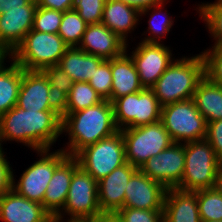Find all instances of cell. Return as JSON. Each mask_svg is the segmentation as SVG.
Wrapping results in <instances>:
<instances>
[{
  "label": "cell",
  "instance_id": "1",
  "mask_svg": "<svg viewBox=\"0 0 222 222\" xmlns=\"http://www.w3.org/2000/svg\"><path fill=\"white\" fill-rule=\"evenodd\" d=\"M62 136L61 110H28L17 106L0 116V147L22 143L32 151L52 149Z\"/></svg>",
  "mask_w": 222,
  "mask_h": 222
},
{
  "label": "cell",
  "instance_id": "2",
  "mask_svg": "<svg viewBox=\"0 0 222 222\" xmlns=\"http://www.w3.org/2000/svg\"><path fill=\"white\" fill-rule=\"evenodd\" d=\"M61 117L62 134L69 140L61 149L68 156H76L85 147L119 131L109 100L77 112H61Z\"/></svg>",
  "mask_w": 222,
  "mask_h": 222
},
{
  "label": "cell",
  "instance_id": "3",
  "mask_svg": "<svg viewBox=\"0 0 222 222\" xmlns=\"http://www.w3.org/2000/svg\"><path fill=\"white\" fill-rule=\"evenodd\" d=\"M205 77L202 53L176 58L151 88L161 106L193 98L198 83Z\"/></svg>",
  "mask_w": 222,
  "mask_h": 222
},
{
  "label": "cell",
  "instance_id": "4",
  "mask_svg": "<svg viewBox=\"0 0 222 222\" xmlns=\"http://www.w3.org/2000/svg\"><path fill=\"white\" fill-rule=\"evenodd\" d=\"M69 46L59 34L30 30L12 52V60L24 70L42 71L58 65Z\"/></svg>",
  "mask_w": 222,
  "mask_h": 222
},
{
  "label": "cell",
  "instance_id": "5",
  "mask_svg": "<svg viewBox=\"0 0 222 222\" xmlns=\"http://www.w3.org/2000/svg\"><path fill=\"white\" fill-rule=\"evenodd\" d=\"M221 163L206 139L186 142L185 169L176 188L192 192L213 188Z\"/></svg>",
  "mask_w": 222,
  "mask_h": 222
},
{
  "label": "cell",
  "instance_id": "6",
  "mask_svg": "<svg viewBox=\"0 0 222 222\" xmlns=\"http://www.w3.org/2000/svg\"><path fill=\"white\" fill-rule=\"evenodd\" d=\"M120 131L124 139L126 161L138 169L148 159L174 143L161 120Z\"/></svg>",
  "mask_w": 222,
  "mask_h": 222
},
{
  "label": "cell",
  "instance_id": "7",
  "mask_svg": "<svg viewBox=\"0 0 222 222\" xmlns=\"http://www.w3.org/2000/svg\"><path fill=\"white\" fill-rule=\"evenodd\" d=\"M161 121L174 143L198 141L206 137L207 123L193 98L162 106Z\"/></svg>",
  "mask_w": 222,
  "mask_h": 222
},
{
  "label": "cell",
  "instance_id": "8",
  "mask_svg": "<svg viewBox=\"0 0 222 222\" xmlns=\"http://www.w3.org/2000/svg\"><path fill=\"white\" fill-rule=\"evenodd\" d=\"M50 151L51 149L37 150L35 153L39 158L23 171L17 182L13 173L12 189L19 195L42 205L55 168L68 156L61 147Z\"/></svg>",
  "mask_w": 222,
  "mask_h": 222
},
{
  "label": "cell",
  "instance_id": "9",
  "mask_svg": "<svg viewBox=\"0 0 222 222\" xmlns=\"http://www.w3.org/2000/svg\"><path fill=\"white\" fill-rule=\"evenodd\" d=\"M79 165L97 182L114 169L127 163L122 132L101 139L81 150L76 156Z\"/></svg>",
  "mask_w": 222,
  "mask_h": 222
},
{
  "label": "cell",
  "instance_id": "10",
  "mask_svg": "<svg viewBox=\"0 0 222 222\" xmlns=\"http://www.w3.org/2000/svg\"><path fill=\"white\" fill-rule=\"evenodd\" d=\"M114 119L119 130L133 128L161 120L162 106L152 89L116 98L113 102Z\"/></svg>",
  "mask_w": 222,
  "mask_h": 222
},
{
  "label": "cell",
  "instance_id": "11",
  "mask_svg": "<svg viewBox=\"0 0 222 222\" xmlns=\"http://www.w3.org/2000/svg\"><path fill=\"white\" fill-rule=\"evenodd\" d=\"M100 214L98 182L79 166L73 172L65 205L57 216L95 218Z\"/></svg>",
  "mask_w": 222,
  "mask_h": 222
},
{
  "label": "cell",
  "instance_id": "12",
  "mask_svg": "<svg viewBox=\"0 0 222 222\" xmlns=\"http://www.w3.org/2000/svg\"><path fill=\"white\" fill-rule=\"evenodd\" d=\"M129 53L144 88L151 89L168 66L174 61L175 54L170 46L157 43L138 42Z\"/></svg>",
  "mask_w": 222,
  "mask_h": 222
},
{
  "label": "cell",
  "instance_id": "13",
  "mask_svg": "<svg viewBox=\"0 0 222 222\" xmlns=\"http://www.w3.org/2000/svg\"><path fill=\"white\" fill-rule=\"evenodd\" d=\"M185 169V143H173L141 165L139 170L166 189L176 188Z\"/></svg>",
  "mask_w": 222,
  "mask_h": 222
},
{
  "label": "cell",
  "instance_id": "14",
  "mask_svg": "<svg viewBox=\"0 0 222 222\" xmlns=\"http://www.w3.org/2000/svg\"><path fill=\"white\" fill-rule=\"evenodd\" d=\"M16 106L25 110H61L44 73L24 69Z\"/></svg>",
  "mask_w": 222,
  "mask_h": 222
},
{
  "label": "cell",
  "instance_id": "15",
  "mask_svg": "<svg viewBox=\"0 0 222 222\" xmlns=\"http://www.w3.org/2000/svg\"><path fill=\"white\" fill-rule=\"evenodd\" d=\"M166 188L152 180L139 169L129 179L124 198V207L163 210Z\"/></svg>",
  "mask_w": 222,
  "mask_h": 222
},
{
  "label": "cell",
  "instance_id": "16",
  "mask_svg": "<svg viewBox=\"0 0 222 222\" xmlns=\"http://www.w3.org/2000/svg\"><path fill=\"white\" fill-rule=\"evenodd\" d=\"M137 170L127 162L98 181V203L102 213H116L124 208L127 183Z\"/></svg>",
  "mask_w": 222,
  "mask_h": 222
},
{
  "label": "cell",
  "instance_id": "17",
  "mask_svg": "<svg viewBox=\"0 0 222 222\" xmlns=\"http://www.w3.org/2000/svg\"><path fill=\"white\" fill-rule=\"evenodd\" d=\"M2 222H52V215L39 202L31 201L11 189L0 197Z\"/></svg>",
  "mask_w": 222,
  "mask_h": 222
},
{
  "label": "cell",
  "instance_id": "18",
  "mask_svg": "<svg viewBox=\"0 0 222 222\" xmlns=\"http://www.w3.org/2000/svg\"><path fill=\"white\" fill-rule=\"evenodd\" d=\"M126 46L127 43L117 34L99 23L87 26L78 48L88 54L110 60L122 55Z\"/></svg>",
  "mask_w": 222,
  "mask_h": 222
},
{
  "label": "cell",
  "instance_id": "19",
  "mask_svg": "<svg viewBox=\"0 0 222 222\" xmlns=\"http://www.w3.org/2000/svg\"><path fill=\"white\" fill-rule=\"evenodd\" d=\"M37 3L29 2L26 6L8 9L0 14V41L13 52L33 28L34 13Z\"/></svg>",
  "mask_w": 222,
  "mask_h": 222
},
{
  "label": "cell",
  "instance_id": "20",
  "mask_svg": "<svg viewBox=\"0 0 222 222\" xmlns=\"http://www.w3.org/2000/svg\"><path fill=\"white\" fill-rule=\"evenodd\" d=\"M75 156H67L56 168L43 198V207L57 215L64 207L73 172L79 167Z\"/></svg>",
  "mask_w": 222,
  "mask_h": 222
},
{
  "label": "cell",
  "instance_id": "21",
  "mask_svg": "<svg viewBox=\"0 0 222 222\" xmlns=\"http://www.w3.org/2000/svg\"><path fill=\"white\" fill-rule=\"evenodd\" d=\"M163 222H201L196 191L168 188L164 197Z\"/></svg>",
  "mask_w": 222,
  "mask_h": 222
},
{
  "label": "cell",
  "instance_id": "22",
  "mask_svg": "<svg viewBox=\"0 0 222 222\" xmlns=\"http://www.w3.org/2000/svg\"><path fill=\"white\" fill-rule=\"evenodd\" d=\"M129 43L126 51L115 58L110 59L112 73L111 102L124 95L139 92L144 89L142 86L135 64L128 54Z\"/></svg>",
  "mask_w": 222,
  "mask_h": 222
},
{
  "label": "cell",
  "instance_id": "23",
  "mask_svg": "<svg viewBox=\"0 0 222 222\" xmlns=\"http://www.w3.org/2000/svg\"><path fill=\"white\" fill-rule=\"evenodd\" d=\"M140 21L139 11L136 8L122 1H105L101 23L127 44L130 43L128 42V36H132L128 34L133 33L132 31L138 27Z\"/></svg>",
  "mask_w": 222,
  "mask_h": 222
},
{
  "label": "cell",
  "instance_id": "24",
  "mask_svg": "<svg viewBox=\"0 0 222 222\" xmlns=\"http://www.w3.org/2000/svg\"><path fill=\"white\" fill-rule=\"evenodd\" d=\"M104 59L88 54L78 47H69L60 58L58 66L74 82H88Z\"/></svg>",
  "mask_w": 222,
  "mask_h": 222
},
{
  "label": "cell",
  "instance_id": "25",
  "mask_svg": "<svg viewBox=\"0 0 222 222\" xmlns=\"http://www.w3.org/2000/svg\"><path fill=\"white\" fill-rule=\"evenodd\" d=\"M196 108L206 123L222 119V86L206 76L198 83L193 95Z\"/></svg>",
  "mask_w": 222,
  "mask_h": 222
},
{
  "label": "cell",
  "instance_id": "26",
  "mask_svg": "<svg viewBox=\"0 0 222 222\" xmlns=\"http://www.w3.org/2000/svg\"><path fill=\"white\" fill-rule=\"evenodd\" d=\"M166 2L170 1L163 0L161 3L139 12V19L141 20L144 16H150L149 20H147V30L144 31L143 34H141V36L145 35V37L141 38L142 42L157 44L165 43L162 40H164V37L166 38L169 35L171 31L170 29H172V27L174 26V18L171 16V14L168 13V10L165 8V5L168 4Z\"/></svg>",
  "mask_w": 222,
  "mask_h": 222
},
{
  "label": "cell",
  "instance_id": "27",
  "mask_svg": "<svg viewBox=\"0 0 222 222\" xmlns=\"http://www.w3.org/2000/svg\"><path fill=\"white\" fill-rule=\"evenodd\" d=\"M0 69V116L17 105L23 68L13 60Z\"/></svg>",
  "mask_w": 222,
  "mask_h": 222
},
{
  "label": "cell",
  "instance_id": "28",
  "mask_svg": "<svg viewBox=\"0 0 222 222\" xmlns=\"http://www.w3.org/2000/svg\"><path fill=\"white\" fill-rule=\"evenodd\" d=\"M102 101V97L89 82H74L68 96L61 103V112H77Z\"/></svg>",
  "mask_w": 222,
  "mask_h": 222
},
{
  "label": "cell",
  "instance_id": "29",
  "mask_svg": "<svg viewBox=\"0 0 222 222\" xmlns=\"http://www.w3.org/2000/svg\"><path fill=\"white\" fill-rule=\"evenodd\" d=\"M201 3L195 8L197 15L199 13V18L204 22L206 29L208 28L207 32L215 41L213 45L222 44V1Z\"/></svg>",
  "mask_w": 222,
  "mask_h": 222
},
{
  "label": "cell",
  "instance_id": "30",
  "mask_svg": "<svg viewBox=\"0 0 222 222\" xmlns=\"http://www.w3.org/2000/svg\"><path fill=\"white\" fill-rule=\"evenodd\" d=\"M88 24L74 9L63 12L58 34L69 47H78Z\"/></svg>",
  "mask_w": 222,
  "mask_h": 222
},
{
  "label": "cell",
  "instance_id": "31",
  "mask_svg": "<svg viewBox=\"0 0 222 222\" xmlns=\"http://www.w3.org/2000/svg\"><path fill=\"white\" fill-rule=\"evenodd\" d=\"M201 221L222 220V195L215 188L196 191Z\"/></svg>",
  "mask_w": 222,
  "mask_h": 222
},
{
  "label": "cell",
  "instance_id": "32",
  "mask_svg": "<svg viewBox=\"0 0 222 222\" xmlns=\"http://www.w3.org/2000/svg\"><path fill=\"white\" fill-rule=\"evenodd\" d=\"M42 72L49 81L54 97L61 104L70 92L74 83L73 79L58 65L44 68Z\"/></svg>",
  "mask_w": 222,
  "mask_h": 222
},
{
  "label": "cell",
  "instance_id": "33",
  "mask_svg": "<svg viewBox=\"0 0 222 222\" xmlns=\"http://www.w3.org/2000/svg\"><path fill=\"white\" fill-rule=\"evenodd\" d=\"M62 17L63 12L37 6L34 13L32 30L58 34Z\"/></svg>",
  "mask_w": 222,
  "mask_h": 222
},
{
  "label": "cell",
  "instance_id": "34",
  "mask_svg": "<svg viewBox=\"0 0 222 222\" xmlns=\"http://www.w3.org/2000/svg\"><path fill=\"white\" fill-rule=\"evenodd\" d=\"M210 47L201 52L205 61V76L222 86V44Z\"/></svg>",
  "mask_w": 222,
  "mask_h": 222
},
{
  "label": "cell",
  "instance_id": "35",
  "mask_svg": "<svg viewBox=\"0 0 222 222\" xmlns=\"http://www.w3.org/2000/svg\"><path fill=\"white\" fill-rule=\"evenodd\" d=\"M88 82L103 100L111 102L112 73L110 60H104Z\"/></svg>",
  "mask_w": 222,
  "mask_h": 222
},
{
  "label": "cell",
  "instance_id": "36",
  "mask_svg": "<svg viewBox=\"0 0 222 222\" xmlns=\"http://www.w3.org/2000/svg\"><path fill=\"white\" fill-rule=\"evenodd\" d=\"M106 0H74V10L88 24H99L102 21Z\"/></svg>",
  "mask_w": 222,
  "mask_h": 222
},
{
  "label": "cell",
  "instance_id": "37",
  "mask_svg": "<svg viewBox=\"0 0 222 222\" xmlns=\"http://www.w3.org/2000/svg\"><path fill=\"white\" fill-rule=\"evenodd\" d=\"M121 222H163V210L124 207L115 213Z\"/></svg>",
  "mask_w": 222,
  "mask_h": 222
},
{
  "label": "cell",
  "instance_id": "38",
  "mask_svg": "<svg viewBox=\"0 0 222 222\" xmlns=\"http://www.w3.org/2000/svg\"><path fill=\"white\" fill-rule=\"evenodd\" d=\"M205 139L210 143L217 158L222 162V119L207 123Z\"/></svg>",
  "mask_w": 222,
  "mask_h": 222
},
{
  "label": "cell",
  "instance_id": "39",
  "mask_svg": "<svg viewBox=\"0 0 222 222\" xmlns=\"http://www.w3.org/2000/svg\"><path fill=\"white\" fill-rule=\"evenodd\" d=\"M6 148L0 147V197L4 195L7 191L12 189L13 182V170L10 162L7 160Z\"/></svg>",
  "mask_w": 222,
  "mask_h": 222
},
{
  "label": "cell",
  "instance_id": "40",
  "mask_svg": "<svg viewBox=\"0 0 222 222\" xmlns=\"http://www.w3.org/2000/svg\"><path fill=\"white\" fill-rule=\"evenodd\" d=\"M37 6L65 12L74 8V0H40Z\"/></svg>",
  "mask_w": 222,
  "mask_h": 222
},
{
  "label": "cell",
  "instance_id": "41",
  "mask_svg": "<svg viewBox=\"0 0 222 222\" xmlns=\"http://www.w3.org/2000/svg\"><path fill=\"white\" fill-rule=\"evenodd\" d=\"M136 8L139 12L161 3L163 0H117Z\"/></svg>",
  "mask_w": 222,
  "mask_h": 222
},
{
  "label": "cell",
  "instance_id": "42",
  "mask_svg": "<svg viewBox=\"0 0 222 222\" xmlns=\"http://www.w3.org/2000/svg\"><path fill=\"white\" fill-rule=\"evenodd\" d=\"M29 2V0H0V14L7 12L8 9L26 6Z\"/></svg>",
  "mask_w": 222,
  "mask_h": 222
},
{
  "label": "cell",
  "instance_id": "43",
  "mask_svg": "<svg viewBox=\"0 0 222 222\" xmlns=\"http://www.w3.org/2000/svg\"><path fill=\"white\" fill-rule=\"evenodd\" d=\"M8 59V60H7ZM12 61V52L0 41V69L8 65Z\"/></svg>",
  "mask_w": 222,
  "mask_h": 222
},
{
  "label": "cell",
  "instance_id": "44",
  "mask_svg": "<svg viewBox=\"0 0 222 222\" xmlns=\"http://www.w3.org/2000/svg\"><path fill=\"white\" fill-rule=\"evenodd\" d=\"M52 222H93V218L62 217L54 215L52 216Z\"/></svg>",
  "mask_w": 222,
  "mask_h": 222
},
{
  "label": "cell",
  "instance_id": "45",
  "mask_svg": "<svg viewBox=\"0 0 222 222\" xmlns=\"http://www.w3.org/2000/svg\"><path fill=\"white\" fill-rule=\"evenodd\" d=\"M93 222H121L115 213H102L93 218Z\"/></svg>",
  "mask_w": 222,
  "mask_h": 222
},
{
  "label": "cell",
  "instance_id": "46",
  "mask_svg": "<svg viewBox=\"0 0 222 222\" xmlns=\"http://www.w3.org/2000/svg\"><path fill=\"white\" fill-rule=\"evenodd\" d=\"M222 195V163L216 176L214 187Z\"/></svg>",
  "mask_w": 222,
  "mask_h": 222
},
{
  "label": "cell",
  "instance_id": "47",
  "mask_svg": "<svg viewBox=\"0 0 222 222\" xmlns=\"http://www.w3.org/2000/svg\"><path fill=\"white\" fill-rule=\"evenodd\" d=\"M201 222H222V220H221V221H217V220H212V221H201Z\"/></svg>",
  "mask_w": 222,
  "mask_h": 222
},
{
  "label": "cell",
  "instance_id": "48",
  "mask_svg": "<svg viewBox=\"0 0 222 222\" xmlns=\"http://www.w3.org/2000/svg\"><path fill=\"white\" fill-rule=\"evenodd\" d=\"M31 2H34V3H38L40 0H29Z\"/></svg>",
  "mask_w": 222,
  "mask_h": 222
}]
</instances>
